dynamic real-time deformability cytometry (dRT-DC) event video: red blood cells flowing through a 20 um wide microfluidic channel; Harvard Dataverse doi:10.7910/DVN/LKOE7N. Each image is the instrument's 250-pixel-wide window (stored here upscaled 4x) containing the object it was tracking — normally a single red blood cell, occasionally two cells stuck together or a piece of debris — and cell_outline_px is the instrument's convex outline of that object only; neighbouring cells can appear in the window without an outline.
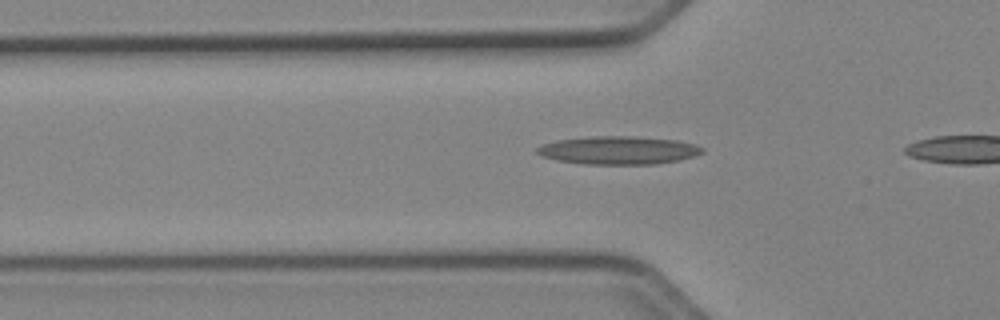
{"species": "Egyptian fruit bat (a non-hibernating species)", "species_latin": "Rousettus aegyptiacus", "temperature_condition": "cold", "stored_images_in_passage": 23, "camera_frame_rate_fps": 3000, "um_per_image_px": 0.085, "animal": {"sex": "female"}, "frame": {"image": 1, "passage_image": 5, "time_ms": 1.333, "image_size_px": [1000, 320], "cell_outline_px": [[704, 152], [696, 156], [680, 160], [656, 164], [584, 164], [556, 160], [544, 156], [536, 152], [536, 148], [540, 144], [556, 140], [592, 136], [636, 136], [676, 140], [696, 144], [704, 148]], "centroid_in_image_um": [52.59, 12.77], "position_along_channel_um": 73.2, "area_um2": 27.34}}
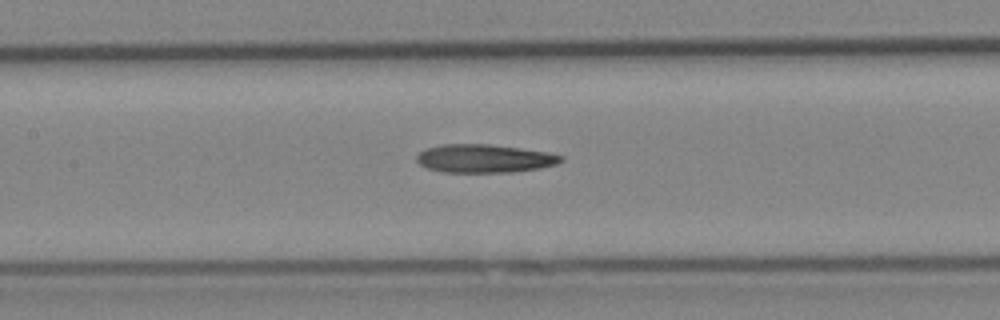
{"frame": {"image": 2, "passage_image": 12, "time_ms": 3.667, "image_size_px": [1000, 320], "cell_outline_px": [[564, 160], [556, 164], [540, 168], [512, 172], [444, 172], [428, 168], [420, 164], [416, 160], [416, 156], [424, 148], [440, 144], [488, 144], [520, 148], [548, 152], [564, 156]], "centroid_in_image_um": [41.17, 13.46], "position_along_channel_um": 166.2, "area_um2": 23.87}}
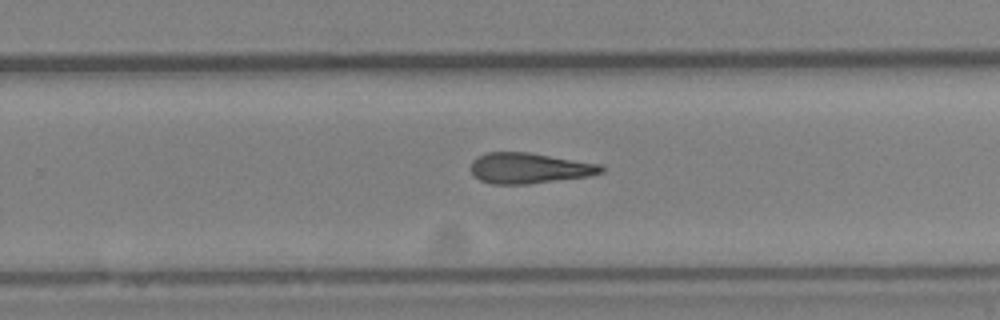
{"frame": {"image": 3, "passage_image": 21, "time_ms": 6.667, "image_size_px": [1000, 320], "cell_outline_px": [[604, 172], [588, 176], [524, 184], [492, 184], [480, 180], [472, 172], [472, 160], [488, 152], [528, 152], [600, 164], [604, 168]], "centroid_in_image_um": [44.99, 14.29], "position_along_channel_um": 284.8, "area_um2": 22.89}}